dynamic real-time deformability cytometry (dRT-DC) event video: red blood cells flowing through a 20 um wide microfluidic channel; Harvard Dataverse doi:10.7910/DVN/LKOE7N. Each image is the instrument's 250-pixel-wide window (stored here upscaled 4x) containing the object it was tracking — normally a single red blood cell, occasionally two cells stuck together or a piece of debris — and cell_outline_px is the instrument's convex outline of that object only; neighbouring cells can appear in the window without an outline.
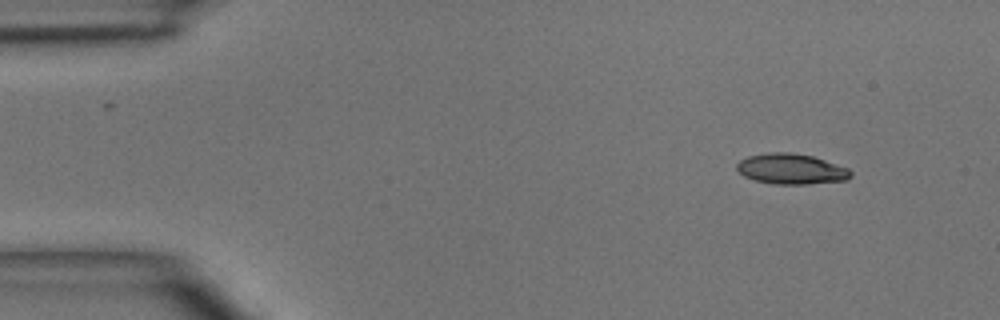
{"species": "common noctule bat (a hibernating species)", "species_latin": "Nyctalus noctula", "temperature_condition": "room temperature", "stored_images_in_passage": 4, "segment_of_instrument_passage": [2, 2], "camera_frame_rate_fps": 3000, "um_per_image_px": 0.085, "animal": {"sex": "male", "body_mass_g": 15.6}, "frame": {"image": 1, "passage_image": 4, "time_ms": 4.333, "image_size_px": [1000, 320], "cell_outline_px": [[852, 176], [848, 180], [808, 184], [772, 184], [756, 180], [744, 176], [736, 168], [736, 164], [740, 160], [748, 156], [768, 152], [792, 152], [812, 156], [848, 168], [852, 172]], "centroid_in_image_um": [67.26, 14.36], "position_along_channel_um": 17.7, "area_um2": 20.29}}